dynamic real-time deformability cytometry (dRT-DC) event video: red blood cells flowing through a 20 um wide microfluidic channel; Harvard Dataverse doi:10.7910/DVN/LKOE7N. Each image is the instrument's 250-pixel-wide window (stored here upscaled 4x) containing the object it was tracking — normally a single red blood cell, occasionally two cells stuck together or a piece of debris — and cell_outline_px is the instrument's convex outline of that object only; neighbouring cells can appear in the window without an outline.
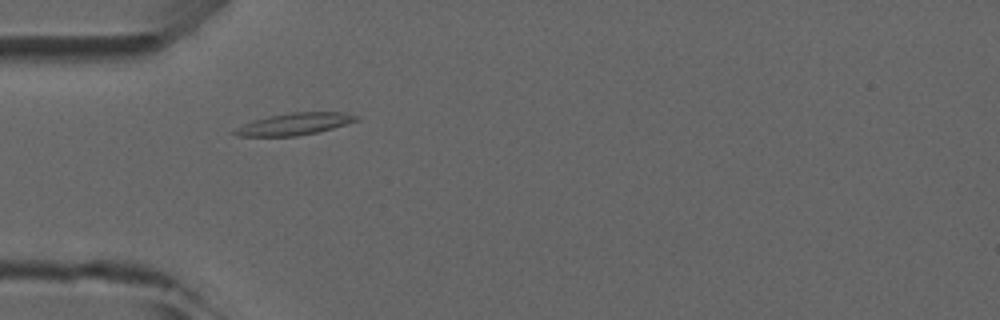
{"species": "common noctule bat (a hibernating species)", "species_latin": "Nyctalus noctula", "temperature_condition": "room temperature", "stored_images_in_passage": 4, "camera_frame_rate_fps": 3000, "um_per_image_px": 0.085, "animal": {"sex": "male", "forearm_length_mm": 52.5}, "frame": {"image": 1, "passage_image": 3, "time_ms": 2.333, "image_size_px": [1000, 320], "cell_outline_px": [[360, 120], [332, 128], [316, 132], [296, 136], [236, 136], [232, 132], [236, 128], [252, 120], [268, 116], [292, 112], [344, 112], [360, 116]], "centroid_in_image_um": [25.05, 10.53], "position_along_channel_um": 60.0, "area_um2": 15.55}}
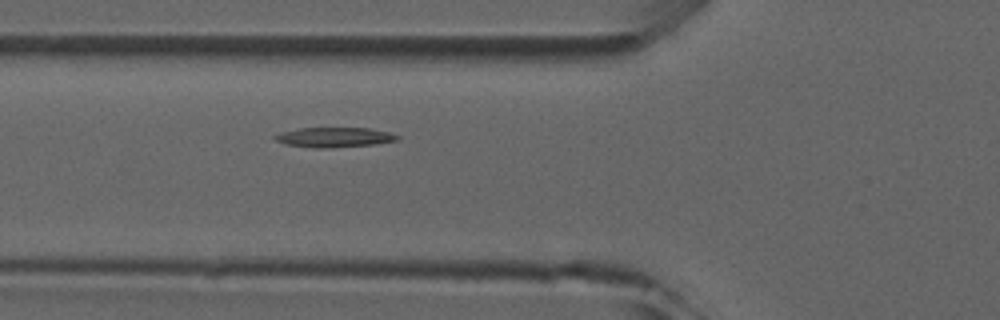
{"frame": {"image": 2, "passage_image": 4, "time_ms": 3.333, "image_size_px": [1000, 320], "cell_outline_px": [[400, 140], [372, 144], [328, 148], [312, 148], [284, 144], [276, 140], [272, 136], [280, 132], [300, 128], [368, 128], [388, 132], [400, 136]], "centroid_in_image_um": [28.38, 11.67], "position_along_channel_um": 97.4, "area_um2": 14.16}}